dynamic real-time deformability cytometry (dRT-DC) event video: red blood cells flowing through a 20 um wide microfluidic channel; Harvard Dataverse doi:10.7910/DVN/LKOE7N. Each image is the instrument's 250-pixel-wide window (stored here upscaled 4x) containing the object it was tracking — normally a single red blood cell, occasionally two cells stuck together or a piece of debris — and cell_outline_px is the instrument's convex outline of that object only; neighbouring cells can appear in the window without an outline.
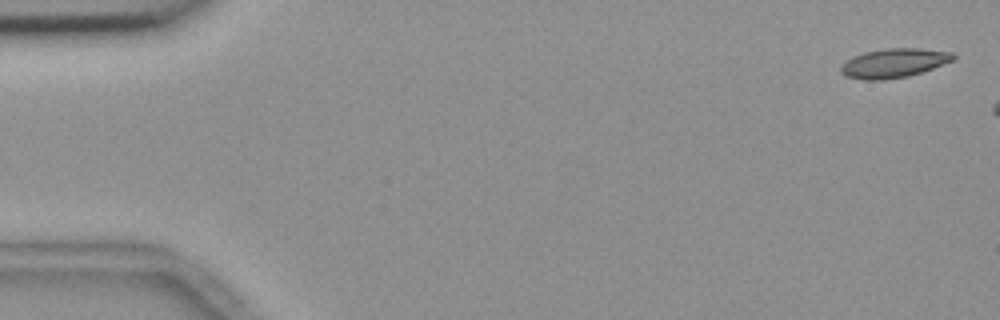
{"species": "common noctule bat (a hibernating species)", "species_latin": "Nyctalus noctula", "temperature_condition": "room temperature", "stored_images_in_passage": 3, "camera_frame_rate_fps": 3000, "um_per_image_px": 0.085, "animal": {"sex": "female", "body_mass_g": 18.4}, "frame": {"image": 1, "passage_image": 1, "time_ms": 0.0, "image_size_px": [1000, 320], "cell_outline_px": [[956, 60], [908, 76], [884, 80], [864, 80], [844, 76], [840, 72], [840, 64], [852, 56], [864, 52], [884, 48], [920, 48], [952, 52], [956, 56]], "centroid_in_image_um": [75.95, 5.36], "position_along_channel_um": 9.1, "area_um2": 19.36}}